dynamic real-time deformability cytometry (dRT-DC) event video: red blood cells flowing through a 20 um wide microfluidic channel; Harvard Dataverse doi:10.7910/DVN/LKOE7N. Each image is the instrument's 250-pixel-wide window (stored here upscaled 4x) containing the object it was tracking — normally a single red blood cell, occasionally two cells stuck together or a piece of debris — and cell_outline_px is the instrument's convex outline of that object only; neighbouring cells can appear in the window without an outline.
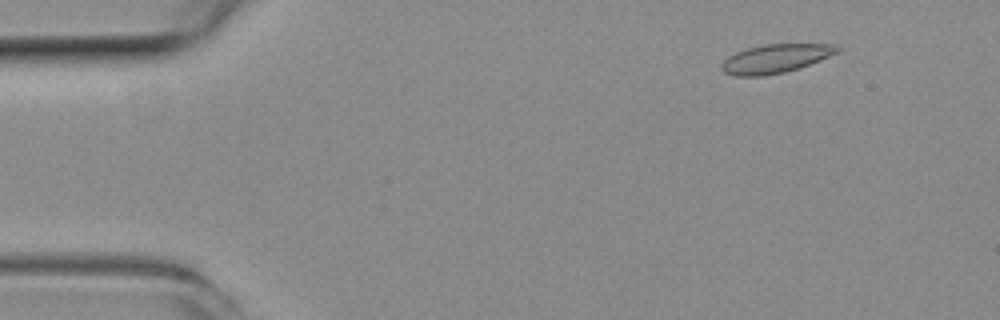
{"species": "common noctule bat (a hibernating species)", "species_latin": "Nyctalus noctula", "temperature_condition": "room temperature", "stored_images_in_passage": 52, "camera_frame_rate_fps": 3000, "um_per_image_px": 0.085, "animal": {"sex": "female", "body_mass_g": 19.3, "forearm_length_mm": 54.1}, "frame": {"image": 1, "passage_image": 6, "time_ms": 1.667, "image_size_px": [1000, 320], "cell_outline_px": [[840, 52], [820, 60], [784, 72], [764, 76], [736, 76], [724, 72], [720, 68], [720, 64], [728, 56], [736, 52], [748, 48], [764, 44], [832, 44], [840, 48]], "centroid_in_image_um": [65.89, 4.98], "position_along_channel_um": 19.1, "area_um2": 19.25}}
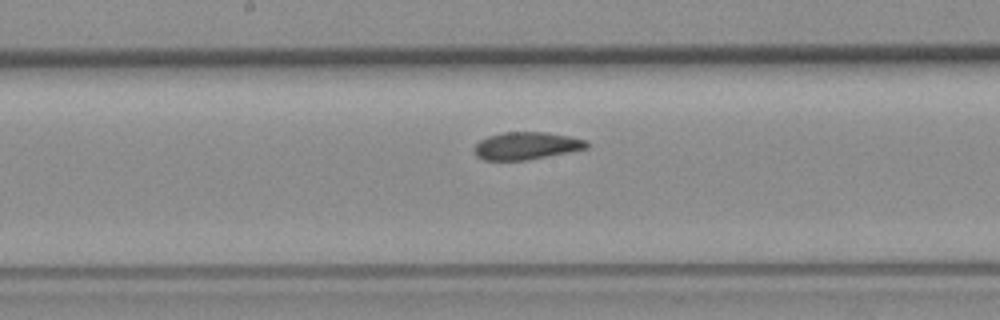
{"frame": {"image": 2, "passage_image": 27, "time_ms": 8.667, "image_size_px": [1000, 320], "cell_outline_px": [[592, 144], [588, 148], [528, 160], [484, 160], [476, 156], [472, 148], [480, 140], [488, 136], [504, 132], [544, 132], [568, 136], [588, 140]], "centroid_in_image_um": [44.75, 12.39], "position_along_channel_um": 203.4, "area_um2": 18.15}}
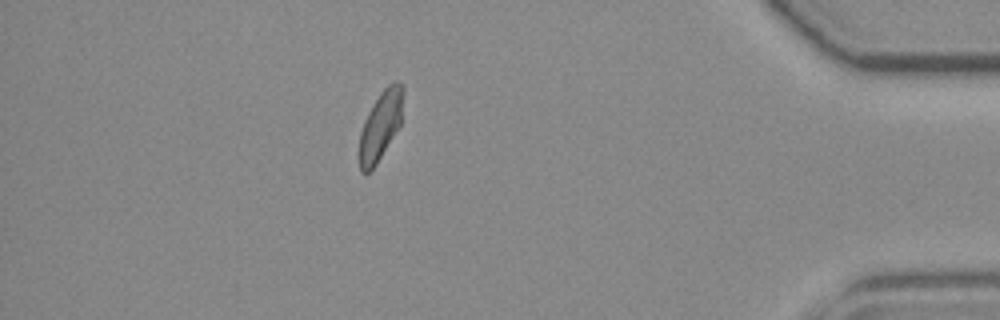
{"frame": {"image": 3, "passage_image": 46, "time_ms": 15.0, "image_size_px": [1000, 320], "cell_outline_px": [[404, 92], [400, 124], [376, 164], [368, 172], [360, 172], [360, 132], [364, 120], [368, 112], [380, 92], [392, 80], [396, 80], [404, 88]], "centroid_in_image_um": [32.35, 10.6], "position_along_channel_um": 402.8, "area_um2": 17.28}, "authors_computed_cell_mechanics": {"area_um2": 18.5827, "velocity_mm_per_s": 3.9203, "shape_relaxation_time_tau1_ms": 9.866, "shape_relaxation_time_tau2_ms": 3.0507, "deformation_change_tau1": 0.1848, "deformation_change_tau2": 0.0872}}